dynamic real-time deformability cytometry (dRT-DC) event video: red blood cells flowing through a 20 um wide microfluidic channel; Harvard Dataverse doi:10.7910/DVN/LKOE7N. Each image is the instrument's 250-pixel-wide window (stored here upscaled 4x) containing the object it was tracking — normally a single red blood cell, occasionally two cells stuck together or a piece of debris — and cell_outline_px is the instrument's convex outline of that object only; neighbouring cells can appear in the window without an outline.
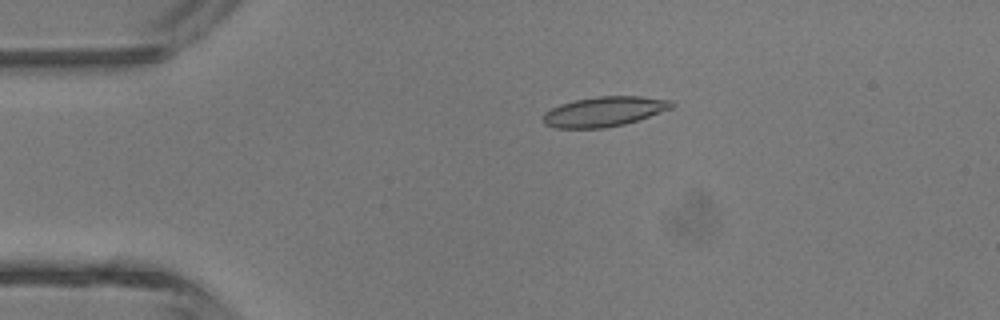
{"species": "common noctule bat (a hibernating species)", "species_latin": "Nyctalus noctula", "temperature_condition": "room temperature", "stored_images_in_passage": 2, "camera_frame_rate_fps": 3000, "um_per_image_px": 0.085, "animal": {"sex": "male", "body_mass_g": 13.3}, "frame": {"image": 1, "passage_image": 1, "time_ms": 0.0, "image_size_px": [1000, 320], "cell_outline_px": [[676, 104], [672, 108], [624, 124], [604, 128], [556, 128], [544, 124], [544, 112], [560, 104], [576, 100], [600, 96], [640, 96], [672, 100]], "centroid_in_image_um": [51.36, 9.48], "position_along_channel_um": 33.6, "area_um2": 22.2}}